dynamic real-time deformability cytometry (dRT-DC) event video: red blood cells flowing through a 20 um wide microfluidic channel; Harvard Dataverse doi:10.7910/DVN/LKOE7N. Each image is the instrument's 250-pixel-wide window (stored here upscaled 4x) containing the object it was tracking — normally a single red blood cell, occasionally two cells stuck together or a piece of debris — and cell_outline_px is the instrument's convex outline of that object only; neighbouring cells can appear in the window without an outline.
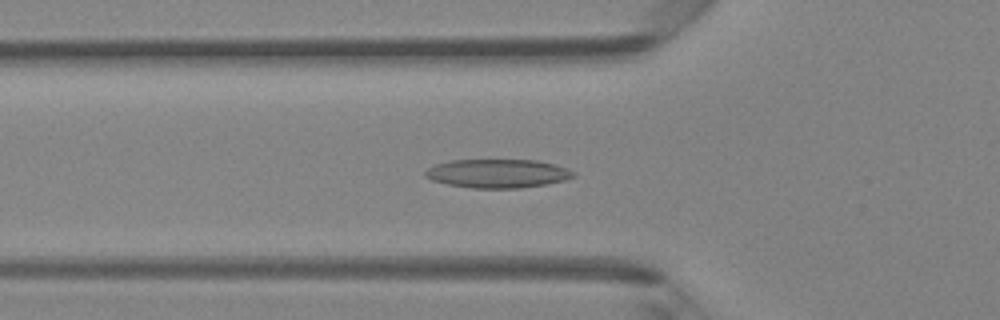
{"species": "Egyptian fruit bat (a non-hibernating species)", "species_latin": "Rousettus aegyptiacus", "temperature_condition": "room temperature", "stored_images_in_passage": 49, "camera_frame_rate_fps": 3000, "um_per_image_px": 0.085, "animal": {"sex": "female"}, "frame": {"image": 1, "passage_image": 17, "time_ms": 5.333, "image_size_px": [1000, 320], "cell_outline_px": [[576, 176], [564, 180], [548, 184], [520, 188], [472, 188], [448, 184], [432, 180], [424, 176], [424, 172], [428, 168], [436, 164], [452, 160], [536, 160], [556, 164], [568, 168], [576, 172]], "centroid_in_image_um": [42.34, 14.74], "position_along_channel_um": 83.5, "area_um2": 24.91}}
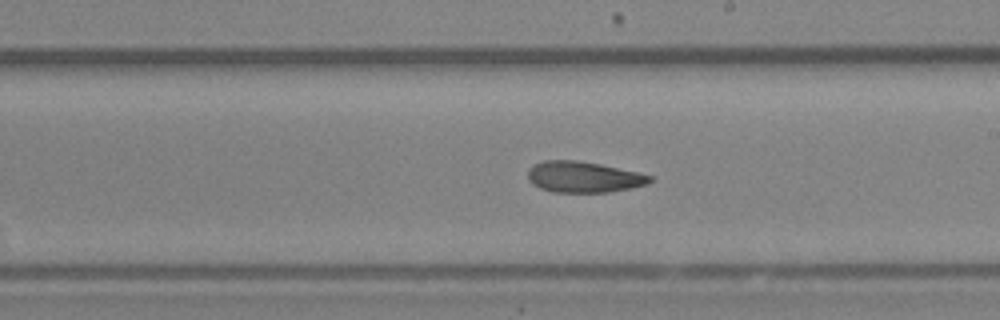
{"frame": {"image": 2, "passage_image": 28, "time_ms": 9.0, "image_size_px": [1000, 320], "cell_outline_px": [[652, 180], [648, 184], [632, 188], [608, 192], [552, 192], [540, 188], [532, 184], [528, 180], [528, 168], [544, 160], [576, 160], [600, 164], [636, 172], [652, 176]], "centroid_in_image_um": [49.58, 15.05], "position_along_channel_um": 239.4, "area_um2": 22.02}}
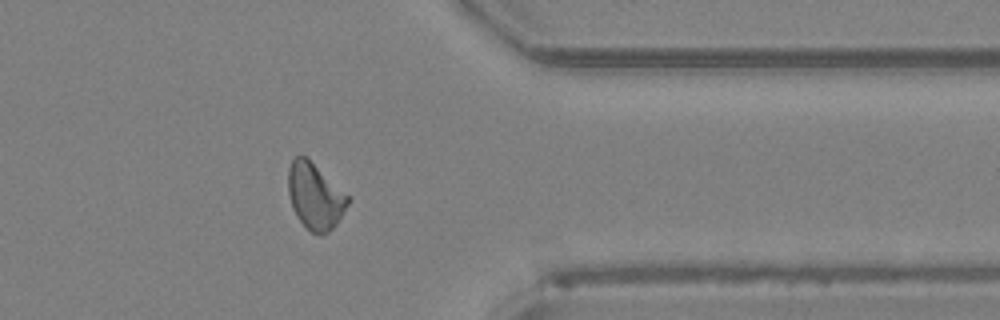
{"frame": {"image": 3, "passage_image": 39, "time_ms": 12.667, "image_size_px": [1000, 320], "cell_outline_px": [[348, 204], [344, 212], [336, 224], [328, 232], [320, 236], [312, 232], [296, 216], [292, 208], [288, 192], [288, 168], [292, 160], [296, 156], [304, 156], [348, 196]], "centroid_in_image_um": [26.75, 16.71], "position_along_channel_um": 384.7, "area_um2": 22.37}, "authors_computed_cell_mechanics": {"area_um2": 23.12, "velocity_mm_per_s": 4.2506, "shape_relaxation_time_tau1_ms": 7.8615, "shape_relaxation_time_tau2_ms": 3.7142, "deformation_change_tau1": 0.1946, "deformation_change_tau2": 0.1076}}